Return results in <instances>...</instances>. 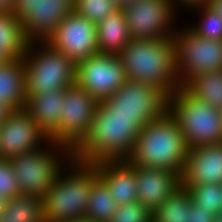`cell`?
Instances as JSON below:
<instances>
[{"mask_svg": "<svg viewBox=\"0 0 222 222\" xmlns=\"http://www.w3.org/2000/svg\"><path fill=\"white\" fill-rule=\"evenodd\" d=\"M140 129L132 117L111 114V109L100 101L87 135L71 151L72 159L85 164L127 161Z\"/></svg>", "mask_w": 222, "mask_h": 222, "instance_id": "6da1fadb", "label": "cell"}, {"mask_svg": "<svg viewBox=\"0 0 222 222\" xmlns=\"http://www.w3.org/2000/svg\"><path fill=\"white\" fill-rule=\"evenodd\" d=\"M117 56L128 80L156 86L168 97L181 87L172 38L131 39Z\"/></svg>", "mask_w": 222, "mask_h": 222, "instance_id": "7a4b0ae2", "label": "cell"}, {"mask_svg": "<svg viewBox=\"0 0 222 222\" xmlns=\"http://www.w3.org/2000/svg\"><path fill=\"white\" fill-rule=\"evenodd\" d=\"M98 179L93 164L70 159L58 172L42 198L45 222H72L84 219L91 186Z\"/></svg>", "mask_w": 222, "mask_h": 222, "instance_id": "3957f363", "label": "cell"}, {"mask_svg": "<svg viewBox=\"0 0 222 222\" xmlns=\"http://www.w3.org/2000/svg\"><path fill=\"white\" fill-rule=\"evenodd\" d=\"M184 135L168 110L140 129L131 165L183 172L188 154Z\"/></svg>", "mask_w": 222, "mask_h": 222, "instance_id": "277c9868", "label": "cell"}, {"mask_svg": "<svg viewBox=\"0 0 222 222\" xmlns=\"http://www.w3.org/2000/svg\"><path fill=\"white\" fill-rule=\"evenodd\" d=\"M168 112L177 121L188 148L222 143V114L184 87L168 97Z\"/></svg>", "mask_w": 222, "mask_h": 222, "instance_id": "5b68a950", "label": "cell"}, {"mask_svg": "<svg viewBox=\"0 0 222 222\" xmlns=\"http://www.w3.org/2000/svg\"><path fill=\"white\" fill-rule=\"evenodd\" d=\"M22 59L27 95L48 94L76 82L77 65L47 41L29 42Z\"/></svg>", "mask_w": 222, "mask_h": 222, "instance_id": "8992f818", "label": "cell"}, {"mask_svg": "<svg viewBox=\"0 0 222 222\" xmlns=\"http://www.w3.org/2000/svg\"><path fill=\"white\" fill-rule=\"evenodd\" d=\"M71 158V151L67 147L49 140L37 150L9 159L20 194L43 198L58 172Z\"/></svg>", "mask_w": 222, "mask_h": 222, "instance_id": "52a82bcc", "label": "cell"}, {"mask_svg": "<svg viewBox=\"0 0 222 222\" xmlns=\"http://www.w3.org/2000/svg\"><path fill=\"white\" fill-rule=\"evenodd\" d=\"M181 24L184 26L177 27L172 39L177 79L183 87L200 73L222 70V40H208Z\"/></svg>", "mask_w": 222, "mask_h": 222, "instance_id": "ba28073f", "label": "cell"}, {"mask_svg": "<svg viewBox=\"0 0 222 222\" xmlns=\"http://www.w3.org/2000/svg\"><path fill=\"white\" fill-rule=\"evenodd\" d=\"M180 9L175 0H137L122 8L132 39L172 38Z\"/></svg>", "mask_w": 222, "mask_h": 222, "instance_id": "9c48e42d", "label": "cell"}, {"mask_svg": "<svg viewBox=\"0 0 222 222\" xmlns=\"http://www.w3.org/2000/svg\"><path fill=\"white\" fill-rule=\"evenodd\" d=\"M102 102L111 109V114L128 115L141 128L168 110V96L160 88L132 80Z\"/></svg>", "mask_w": 222, "mask_h": 222, "instance_id": "30bf717a", "label": "cell"}, {"mask_svg": "<svg viewBox=\"0 0 222 222\" xmlns=\"http://www.w3.org/2000/svg\"><path fill=\"white\" fill-rule=\"evenodd\" d=\"M99 101L76 82L65 89V101L57 129L49 140L72 151L87 135Z\"/></svg>", "mask_w": 222, "mask_h": 222, "instance_id": "8fae6325", "label": "cell"}, {"mask_svg": "<svg viewBox=\"0 0 222 222\" xmlns=\"http://www.w3.org/2000/svg\"><path fill=\"white\" fill-rule=\"evenodd\" d=\"M127 80L123 64L116 55L97 53L77 64L76 83L99 102Z\"/></svg>", "mask_w": 222, "mask_h": 222, "instance_id": "7c38bea8", "label": "cell"}, {"mask_svg": "<svg viewBox=\"0 0 222 222\" xmlns=\"http://www.w3.org/2000/svg\"><path fill=\"white\" fill-rule=\"evenodd\" d=\"M74 11V0H23L15 10L29 42L47 41L55 28Z\"/></svg>", "mask_w": 222, "mask_h": 222, "instance_id": "4fadbf2b", "label": "cell"}, {"mask_svg": "<svg viewBox=\"0 0 222 222\" xmlns=\"http://www.w3.org/2000/svg\"><path fill=\"white\" fill-rule=\"evenodd\" d=\"M47 42L76 65L99 53L96 24L75 11L63 19Z\"/></svg>", "mask_w": 222, "mask_h": 222, "instance_id": "5bb4252c", "label": "cell"}, {"mask_svg": "<svg viewBox=\"0 0 222 222\" xmlns=\"http://www.w3.org/2000/svg\"><path fill=\"white\" fill-rule=\"evenodd\" d=\"M49 137L24 109L11 110L0 125V158L11 159L45 145Z\"/></svg>", "mask_w": 222, "mask_h": 222, "instance_id": "9a60e30c", "label": "cell"}, {"mask_svg": "<svg viewBox=\"0 0 222 222\" xmlns=\"http://www.w3.org/2000/svg\"><path fill=\"white\" fill-rule=\"evenodd\" d=\"M222 184V143L189 148L181 186Z\"/></svg>", "mask_w": 222, "mask_h": 222, "instance_id": "2e32d148", "label": "cell"}, {"mask_svg": "<svg viewBox=\"0 0 222 222\" xmlns=\"http://www.w3.org/2000/svg\"><path fill=\"white\" fill-rule=\"evenodd\" d=\"M137 201L154 211L168 197L181 188L178 172L135 166Z\"/></svg>", "mask_w": 222, "mask_h": 222, "instance_id": "e0dca14e", "label": "cell"}, {"mask_svg": "<svg viewBox=\"0 0 222 222\" xmlns=\"http://www.w3.org/2000/svg\"><path fill=\"white\" fill-rule=\"evenodd\" d=\"M93 165L117 205L137 201L135 165L128 161H104Z\"/></svg>", "mask_w": 222, "mask_h": 222, "instance_id": "ac0fdd59", "label": "cell"}, {"mask_svg": "<svg viewBox=\"0 0 222 222\" xmlns=\"http://www.w3.org/2000/svg\"><path fill=\"white\" fill-rule=\"evenodd\" d=\"M64 101L65 89L27 95L24 110L49 137L57 129Z\"/></svg>", "mask_w": 222, "mask_h": 222, "instance_id": "d6986e66", "label": "cell"}, {"mask_svg": "<svg viewBox=\"0 0 222 222\" xmlns=\"http://www.w3.org/2000/svg\"><path fill=\"white\" fill-rule=\"evenodd\" d=\"M27 100L23 59L0 65V103L10 110L24 109Z\"/></svg>", "mask_w": 222, "mask_h": 222, "instance_id": "ffe728a7", "label": "cell"}, {"mask_svg": "<svg viewBox=\"0 0 222 222\" xmlns=\"http://www.w3.org/2000/svg\"><path fill=\"white\" fill-rule=\"evenodd\" d=\"M98 51L101 54L118 55L132 39L122 8L108 14L96 24Z\"/></svg>", "mask_w": 222, "mask_h": 222, "instance_id": "44dd1931", "label": "cell"}, {"mask_svg": "<svg viewBox=\"0 0 222 222\" xmlns=\"http://www.w3.org/2000/svg\"><path fill=\"white\" fill-rule=\"evenodd\" d=\"M28 44L18 16L0 13V53L7 60H20L25 56Z\"/></svg>", "mask_w": 222, "mask_h": 222, "instance_id": "7402d4cb", "label": "cell"}, {"mask_svg": "<svg viewBox=\"0 0 222 222\" xmlns=\"http://www.w3.org/2000/svg\"><path fill=\"white\" fill-rule=\"evenodd\" d=\"M0 222H45L42 198L20 194L8 199Z\"/></svg>", "mask_w": 222, "mask_h": 222, "instance_id": "603a6c76", "label": "cell"}, {"mask_svg": "<svg viewBox=\"0 0 222 222\" xmlns=\"http://www.w3.org/2000/svg\"><path fill=\"white\" fill-rule=\"evenodd\" d=\"M193 97L222 109V70L203 72L183 86Z\"/></svg>", "mask_w": 222, "mask_h": 222, "instance_id": "cb8c5ba5", "label": "cell"}, {"mask_svg": "<svg viewBox=\"0 0 222 222\" xmlns=\"http://www.w3.org/2000/svg\"><path fill=\"white\" fill-rule=\"evenodd\" d=\"M191 205V196L185 188L181 187L152 211L153 221L189 222Z\"/></svg>", "mask_w": 222, "mask_h": 222, "instance_id": "d4e9b609", "label": "cell"}, {"mask_svg": "<svg viewBox=\"0 0 222 222\" xmlns=\"http://www.w3.org/2000/svg\"><path fill=\"white\" fill-rule=\"evenodd\" d=\"M194 11V12H193ZM184 12L196 16V23L186 24L196 35L208 40H222V18L205 2L187 6Z\"/></svg>", "mask_w": 222, "mask_h": 222, "instance_id": "484cf974", "label": "cell"}, {"mask_svg": "<svg viewBox=\"0 0 222 222\" xmlns=\"http://www.w3.org/2000/svg\"><path fill=\"white\" fill-rule=\"evenodd\" d=\"M117 204L107 186L98 178L91 186L84 220L91 222H109Z\"/></svg>", "mask_w": 222, "mask_h": 222, "instance_id": "4316f807", "label": "cell"}, {"mask_svg": "<svg viewBox=\"0 0 222 222\" xmlns=\"http://www.w3.org/2000/svg\"><path fill=\"white\" fill-rule=\"evenodd\" d=\"M185 188L191 199L205 210L218 214L221 212L222 184H199L194 186H181Z\"/></svg>", "mask_w": 222, "mask_h": 222, "instance_id": "83f0119b", "label": "cell"}, {"mask_svg": "<svg viewBox=\"0 0 222 222\" xmlns=\"http://www.w3.org/2000/svg\"><path fill=\"white\" fill-rule=\"evenodd\" d=\"M117 9L114 0H74V11L95 24Z\"/></svg>", "mask_w": 222, "mask_h": 222, "instance_id": "f1b7e54d", "label": "cell"}, {"mask_svg": "<svg viewBox=\"0 0 222 222\" xmlns=\"http://www.w3.org/2000/svg\"><path fill=\"white\" fill-rule=\"evenodd\" d=\"M152 220V211L138 201H135L117 205L109 222H151Z\"/></svg>", "mask_w": 222, "mask_h": 222, "instance_id": "f546056e", "label": "cell"}, {"mask_svg": "<svg viewBox=\"0 0 222 222\" xmlns=\"http://www.w3.org/2000/svg\"><path fill=\"white\" fill-rule=\"evenodd\" d=\"M17 195L20 188L10 160L0 158V196L8 200Z\"/></svg>", "mask_w": 222, "mask_h": 222, "instance_id": "4dcf8cb0", "label": "cell"}, {"mask_svg": "<svg viewBox=\"0 0 222 222\" xmlns=\"http://www.w3.org/2000/svg\"><path fill=\"white\" fill-rule=\"evenodd\" d=\"M215 216V213L209 212L203 207H199L192 200L189 222H215Z\"/></svg>", "mask_w": 222, "mask_h": 222, "instance_id": "1f68e13d", "label": "cell"}, {"mask_svg": "<svg viewBox=\"0 0 222 222\" xmlns=\"http://www.w3.org/2000/svg\"><path fill=\"white\" fill-rule=\"evenodd\" d=\"M0 13L15 14L14 0H0Z\"/></svg>", "mask_w": 222, "mask_h": 222, "instance_id": "d6a6232c", "label": "cell"}, {"mask_svg": "<svg viewBox=\"0 0 222 222\" xmlns=\"http://www.w3.org/2000/svg\"><path fill=\"white\" fill-rule=\"evenodd\" d=\"M205 3L222 18V0H207Z\"/></svg>", "mask_w": 222, "mask_h": 222, "instance_id": "836d02e7", "label": "cell"}, {"mask_svg": "<svg viewBox=\"0 0 222 222\" xmlns=\"http://www.w3.org/2000/svg\"><path fill=\"white\" fill-rule=\"evenodd\" d=\"M206 1L207 0H175L176 4L181 8L182 12L187 6H190L196 3H204Z\"/></svg>", "mask_w": 222, "mask_h": 222, "instance_id": "e575fe53", "label": "cell"}, {"mask_svg": "<svg viewBox=\"0 0 222 222\" xmlns=\"http://www.w3.org/2000/svg\"><path fill=\"white\" fill-rule=\"evenodd\" d=\"M11 110L6 107L4 104L0 103V125L5 120V117Z\"/></svg>", "mask_w": 222, "mask_h": 222, "instance_id": "d590c367", "label": "cell"}, {"mask_svg": "<svg viewBox=\"0 0 222 222\" xmlns=\"http://www.w3.org/2000/svg\"><path fill=\"white\" fill-rule=\"evenodd\" d=\"M137 0H114L118 8L126 7L127 5L133 4Z\"/></svg>", "mask_w": 222, "mask_h": 222, "instance_id": "8d00e7d4", "label": "cell"}, {"mask_svg": "<svg viewBox=\"0 0 222 222\" xmlns=\"http://www.w3.org/2000/svg\"><path fill=\"white\" fill-rule=\"evenodd\" d=\"M7 199L3 196H0V214L3 212V210L6 207Z\"/></svg>", "mask_w": 222, "mask_h": 222, "instance_id": "74e56055", "label": "cell"}, {"mask_svg": "<svg viewBox=\"0 0 222 222\" xmlns=\"http://www.w3.org/2000/svg\"><path fill=\"white\" fill-rule=\"evenodd\" d=\"M215 222H222V211L216 214Z\"/></svg>", "mask_w": 222, "mask_h": 222, "instance_id": "f35d334b", "label": "cell"}, {"mask_svg": "<svg viewBox=\"0 0 222 222\" xmlns=\"http://www.w3.org/2000/svg\"><path fill=\"white\" fill-rule=\"evenodd\" d=\"M23 3V0H14L15 10Z\"/></svg>", "mask_w": 222, "mask_h": 222, "instance_id": "ab89813d", "label": "cell"}, {"mask_svg": "<svg viewBox=\"0 0 222 222\" xmlns=\"http://www.w3.org/2000/svg\"><path fill=\"white\" fill-rule=\"evenodd\" d=\"M7 59L0 53V65L3 64Z\"/></svg>", "mask_w": 222, "mask_h": 222, "instance_id": "60d3db41", "label": "cell"}, {"mask_svg": "<svg viewBox=\"0 0 222 222\" xmlns=\"http://www.w3.org/2000/svg\"><path fill=\"white\" fill-rule=\"evenodd\" d=\"M72 222H91V221H87V220H78V221H72Z\"/></svg>", "mask_w": 222, "mask_h": 222, "instance_id": "b9f144b4", "label": "cell"}]
</instances>
